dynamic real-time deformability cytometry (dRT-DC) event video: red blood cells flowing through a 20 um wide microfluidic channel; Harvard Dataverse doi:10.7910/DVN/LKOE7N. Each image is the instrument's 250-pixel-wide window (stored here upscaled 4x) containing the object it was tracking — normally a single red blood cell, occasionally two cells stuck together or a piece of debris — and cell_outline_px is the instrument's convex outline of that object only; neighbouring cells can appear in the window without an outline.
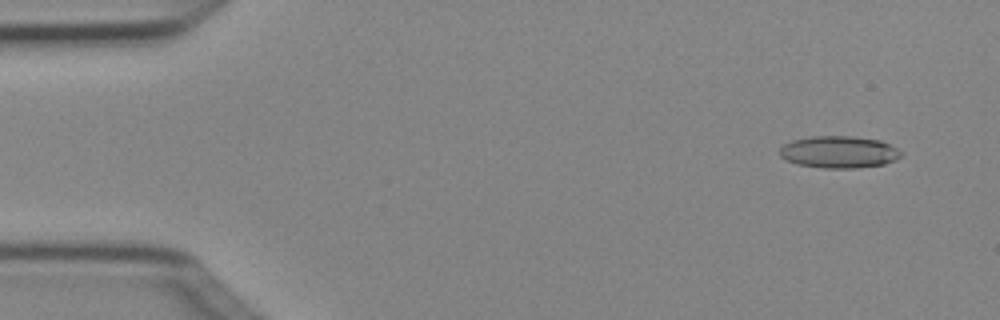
{"species": "Egyptian fruit bat (a non-hibernating species)", "species_latin": "Rousettus aegyptiacus", "temperature_condition": "cold", "stored_images_in_passage": 4, "camera_frame_rate_fps": 3000, "um_per_image_px": 0.085, "animal": {"sex": "female"}, "frame": {"image": 1, "passage_image": 1, "time_ms": 0.0, "image_size_px": [1000, 320], "cell_outline_px": [[904, 152], [896, 160], [884, 164], [856, 168], [824, 168], [796, 164], [780, 156], [780, 148], [784, 144], [792, 140], [812, 136], [852, 136], [880, 140]], "centroid_in_image_um": [71.32, 12.92], "position_along_channel_um": 13.7, "area_um2": 22.66}}
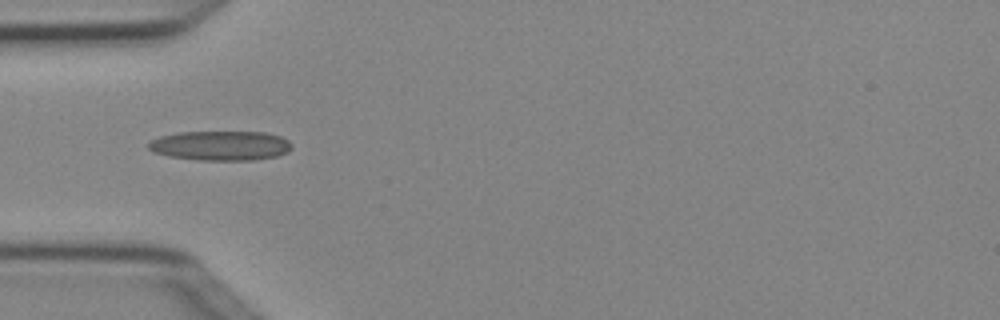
{"frame": {"image": 2, "passage_image": 4, "time_ms": 1.0, "image_size_px": [1000, 320], "cell_outline_px": [[292, 148], [288, 152], [276, 156], [252, 160], [200, 160], [168, 156], [152, 152], [148, 148], [148, 144], [152, 140], [160, 136], [180, 132], [264, 132], [280, 136], [288, 140], [292, 144]], "centroid_in_image_um": [18.75, 12.38], "position_along_channel_um": 66.2, "area_um2": 24.74}}